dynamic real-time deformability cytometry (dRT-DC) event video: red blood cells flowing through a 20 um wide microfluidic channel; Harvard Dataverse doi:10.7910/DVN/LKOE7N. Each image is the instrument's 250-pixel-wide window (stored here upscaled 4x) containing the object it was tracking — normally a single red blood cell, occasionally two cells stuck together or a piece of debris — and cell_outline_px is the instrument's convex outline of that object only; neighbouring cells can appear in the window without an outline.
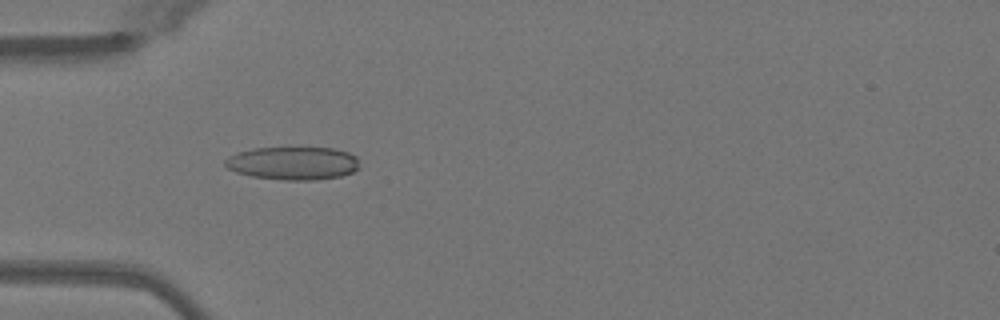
{"species": "Egyptian fruit bat (a non-hibernating species)", "species_latin": "Rousettus aegyptiacus", "temperature_condition": "warm", "stored_images_in_passage": 50, "camera_frame_rate_fps": 3000, "um_per_image_px": 0.085, "animal": {"sex": "female"}, "frame": {"image": 1, "passage_image": 16, "time_ms": 5.0, "image_size_px": [1000, 320], "cell_outline_px": [[360, 168], [352, 172], [340, 176], [316, 180], [284, 180], [252, 176], [236, 172], [228, 168], [224, 164], [224, 160], [240, 152], [256, 148], [332, 148], [348, 152], [356, 156]], "centroid_in_image_um": [24.94, 13.88], "position_along_channel_um": 60.1, "area_um2": 25.72}}
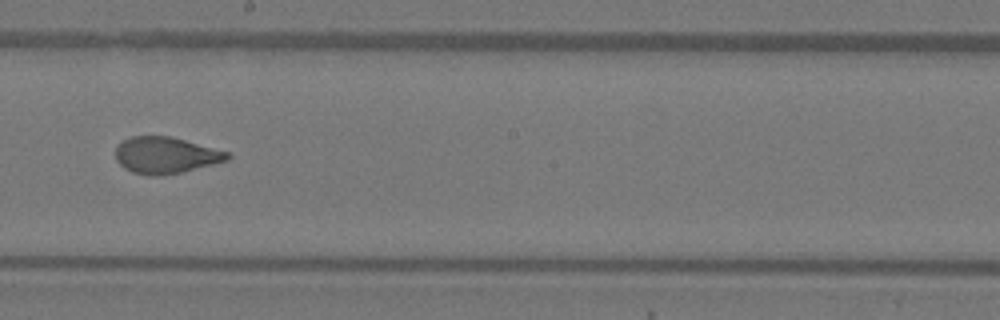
{"frame": {"image": 2, "passage_image": 29, "time_ms": 9.333, "image_size_px": [1000, 320], "cell_outline_px": [[232, 156], [228, 160], [180, 172], [156, 176], [152, 176], [132, 172], [124, 168], [116, 160], [116, 148], [124, 140], [132, 136], [172, 136], [232, 152]], "centroid_in_image_um": [14.13, 13.18], "position_along_channel_um": 234.1, "area_um2": 23.81}}
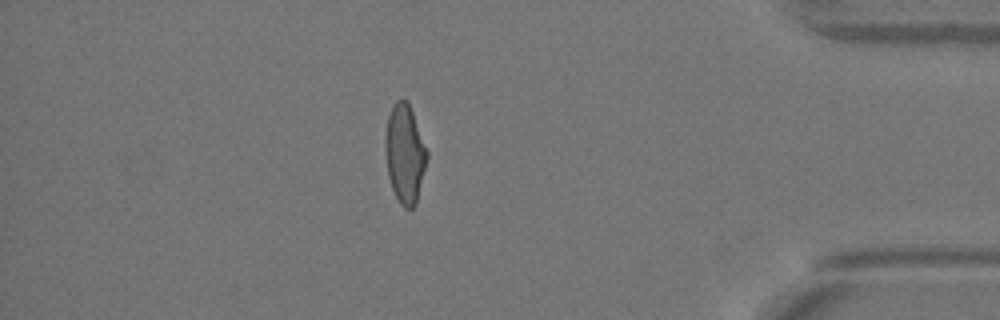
{"frame": {"image": 3, "passage_image": 44, "time_ms": 14.333, "image_size_px": [1000, 320], "cell_outline_px": [[428, 156], [416, 204], [412, 208], [404, 208], [400, 204], [392, 188], [388, 176], [384, 152], [384, 136], [388, 116], [392, 104], [396, 100], [408, 100], [428, 152]], "centroid_in_image_um": [34.39, 13.04], "position_along_channel_um": 400.8, "area_um2": 24.22}, "authors_computed_cell_mechanics": {"area_um2": 24.4783, "velocity_mm_per_s": 4.0758, "shape_relaxation_time_tau1_ms": 5.0098, "shape_relaxation_time_tau2_ms": 0.7472, "deformation_change_tau1": 0.1701, "deformation_change_tau2": 0.0607}}